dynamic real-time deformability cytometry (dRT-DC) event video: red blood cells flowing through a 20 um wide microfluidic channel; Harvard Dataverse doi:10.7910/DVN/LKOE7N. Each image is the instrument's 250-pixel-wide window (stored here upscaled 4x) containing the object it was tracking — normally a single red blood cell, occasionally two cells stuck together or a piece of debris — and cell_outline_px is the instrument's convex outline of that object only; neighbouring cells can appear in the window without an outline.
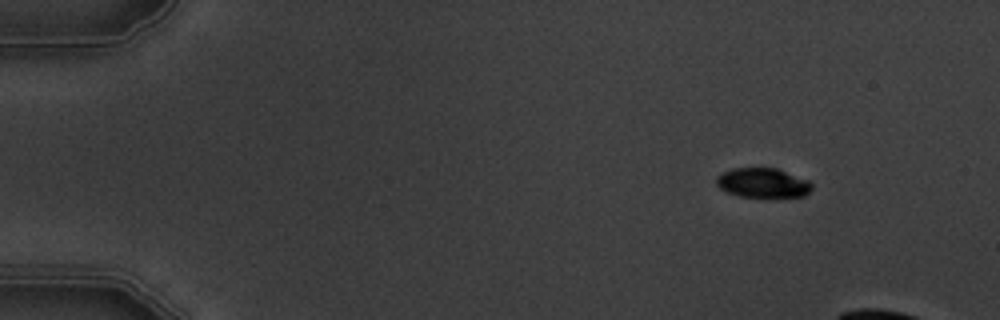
{"species": "common noctule bat (a hibernating species)", "species_latin": "Nyctalus noctula", "temperature_condition": "warm", "stored_images_in_passage": 4, "camera_frame_rate_fps": 3000, "um_per_image_px": 0.085, "animal": {"sex": "male", "body_mass_g": 19.5, "forearm_length_mm": 54.6}, "frame": {"image": 1, "passage_image": 1, "time_ms": 0.0, "image_size_px": [1000, 320], "cell_outline_px": [[812, 188], [804, 196], [740, 196], [724, 192], [716, 184], [716, 176], [732, 168], [776, 168], [808, 180], [812, 184]], "centroid_in_image_um": [64.8, 15.53], "position_along_channel_um": 20.2, "area_um2": 16.24}}